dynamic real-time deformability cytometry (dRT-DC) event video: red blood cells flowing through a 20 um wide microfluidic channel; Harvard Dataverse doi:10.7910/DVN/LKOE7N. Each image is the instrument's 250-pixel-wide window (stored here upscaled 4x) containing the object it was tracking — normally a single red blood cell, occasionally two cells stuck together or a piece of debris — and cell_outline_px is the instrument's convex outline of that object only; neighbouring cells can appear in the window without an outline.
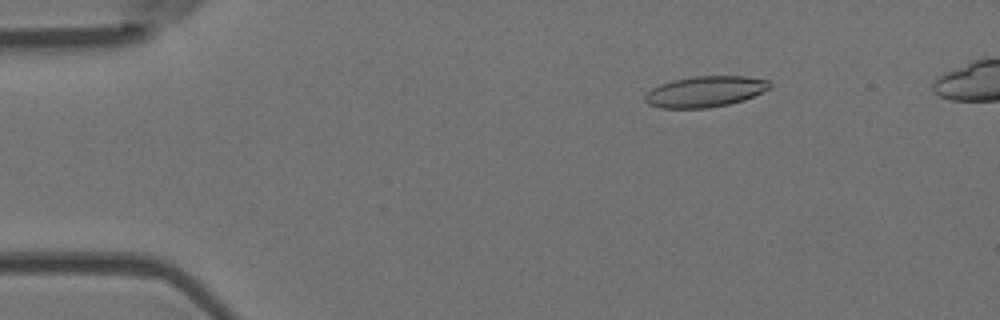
{"species": "Egyptian fruit bat (a non-hibernating species)", "species_latin": "Rousettus aegyptiacus", "temperature_condition": "room temperature", "stored_images_in_passage": 6, "camera_frame_rate_fps": 3000, "um_per_image_px": 0.085, "animal": {"sex": "female"}, "frame": {"image": 1, "passage_image": 3, "time_ms": 0.667, "image_size_px": [1000, 320], "cell_outline_px": [[772, 88], [744, 100], [728, 104], [708, 108], [660, 108], [648, 104], [644, 100], [644, 96], [652, 88], [660, 84], [672, 80], [692, 76], [744, 76], [768, 80], [772, 84]], "centroid_in_image_um": [59.94, 7.78], "position_along_channel_um": 25.1, "area_um2": 22.6}}